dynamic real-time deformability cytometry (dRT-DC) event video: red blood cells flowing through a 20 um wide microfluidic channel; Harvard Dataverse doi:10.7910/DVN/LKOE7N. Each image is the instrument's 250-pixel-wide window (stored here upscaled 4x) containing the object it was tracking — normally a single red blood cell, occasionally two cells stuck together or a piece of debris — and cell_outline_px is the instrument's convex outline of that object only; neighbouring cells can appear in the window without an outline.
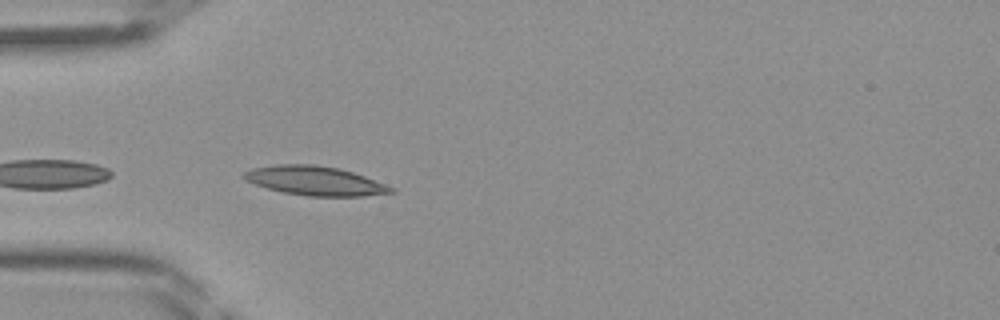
{"species": "Egyptian fruit bat (a non-hibernating species)", "species_latin": "Rousettus aegyptiacus", "temperature_condition": "room temperature", "stored_images_in_passage": 18, "camera_frame_rate_fps": 3000, "um_per_image_px": 0.085, "frame": {"image": 1, "passage_image": 1, "time_ms": 0.0, "image_size_px": [1000, 320], "cell_outline_px": [[396, 192], [360, 196], [308, 196], [284, 192], [268, 188], [244, 180], [240, 176], [244, 172], [252, 168], [276, 164], [316, 164], [340, 168], [364, 176], [396, 188]], "centroid_in_image_um": [26.77, 15.35], "position_along_channel_um": 58.2, "area_um2": 25.03}}